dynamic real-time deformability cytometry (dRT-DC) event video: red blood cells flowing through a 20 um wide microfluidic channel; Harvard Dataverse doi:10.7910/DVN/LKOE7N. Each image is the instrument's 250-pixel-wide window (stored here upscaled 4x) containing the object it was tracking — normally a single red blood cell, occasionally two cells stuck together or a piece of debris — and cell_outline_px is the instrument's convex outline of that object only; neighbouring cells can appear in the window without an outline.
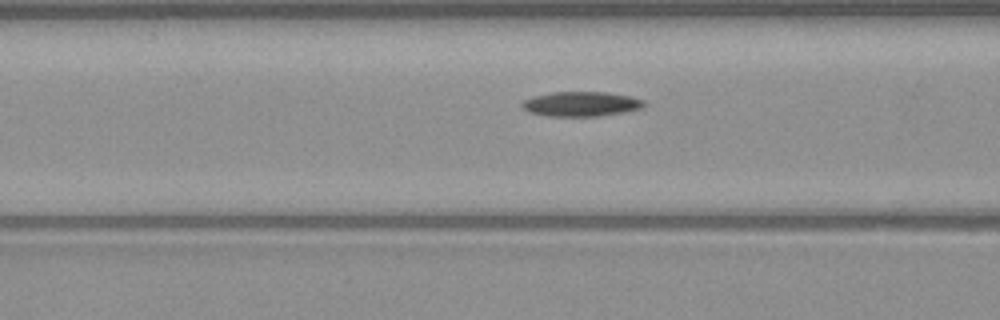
{"species": "common noctule bat (a hibernating species)", "species_latin": "Nyctalus noctula", "temperature_condition": "warm", "stored_images_in_passage": 30, "camera_frame_rate_fps": 3000, "um_per_image_px": 0.085, "animal": {"sex": "male", "body_mass_g": 23.1, "forearm_length_mm": 52.7}, "frame": {"image": 1, "passage_image": 4, "time_ms": 1.0, "image_size_px": [1000, 320], "cell_outline_px": [[644, 104], [640, 108], [620, 112], [596, 116], [548, 116], [528, 112], [520, 104], [524, 100], [536, 96], [552, 92], [604, 92], [628, 96], [644, 100]], "centroid_in_image_um": [49.34, 8.83], "position_along_channel_um": 117.3, "area_um2": 17.17}}
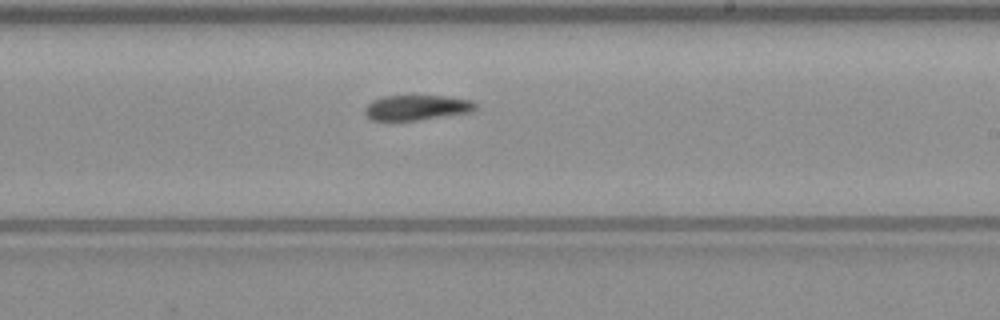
{"frame": {"image": 2, "passage_image": 14, "time_ms": 4.333, "image_size_px": [1000, 320], "cell_outline_px": [[476, 108], [472, 112], [420, 120], [372, 120], [364, 112], [364, 108], [372, 100], [384, 96], [444, 96], [472, 100], [476, 104]], "centroid_in_image_um": [35.44, 9.14], "position_along_channel_um": 253.6, "area_um2": 16.18}}
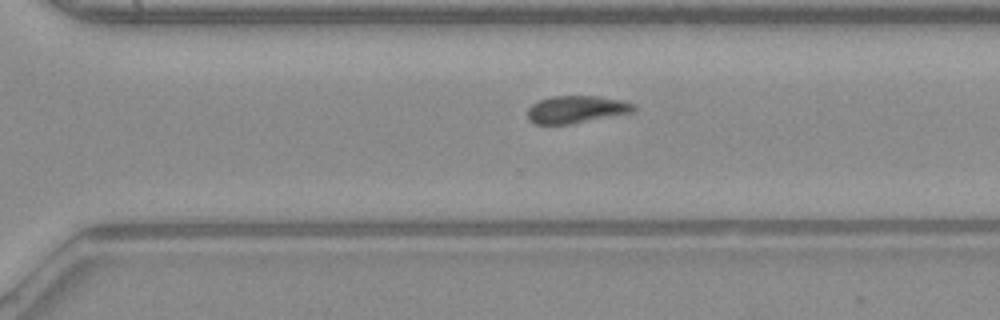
{"frame": {"image": 3, "passage_image": 19, "time_ms": 6.0, "image_size_px": [1000, 320], "cell_outline_px": [[636, 112], [572, 124], [536, 124], [528, 120], [528, 108], [532, 104], [540, 100], [552, 96], [596, 96], [620, 100], [636, 104]], "centroid_in_image_um": [49.02, 9.31], "position_along_channel_um": 321.6, "area_um2": 17.11}}